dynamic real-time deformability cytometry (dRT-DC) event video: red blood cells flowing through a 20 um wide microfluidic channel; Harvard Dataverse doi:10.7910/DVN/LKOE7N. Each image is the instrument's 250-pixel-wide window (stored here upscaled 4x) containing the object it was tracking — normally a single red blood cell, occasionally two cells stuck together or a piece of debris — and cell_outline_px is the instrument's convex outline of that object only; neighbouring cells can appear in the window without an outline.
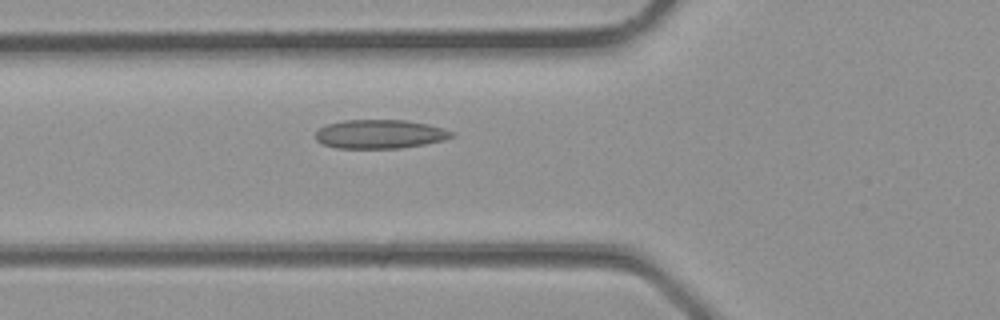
{"species": "common noctule bat (a hibernating species)", "species_latin": "Nyctalus noctula", "temperature_condition": "room temperature", "stored_images_in_passage": 34, "camera_frame_rate_fps": 3000, "um_per_image_px": 0.085, "animal": {"sex": "male", "body_mass_g": 23.1, "forearm_length_mm": 52.7}, "frame": {"image": 1, "passage_image": 12, "time_ms": 3.667, "image_size_px": [1000, 320], "cell_outline_px": [[456, 132], [452, 136], [444, 140], [424, 144], [400, 148], [336, 148], [324, 144], [316, 140], [316, 132], [320, 128], [328, 124], [344, 120], [404, 120], [428, 124], [444, 128]], "centroid_in_image_um": [32.32, 11.39], "position_along_channel_um": 93.5, "area_um2": 22.83}}
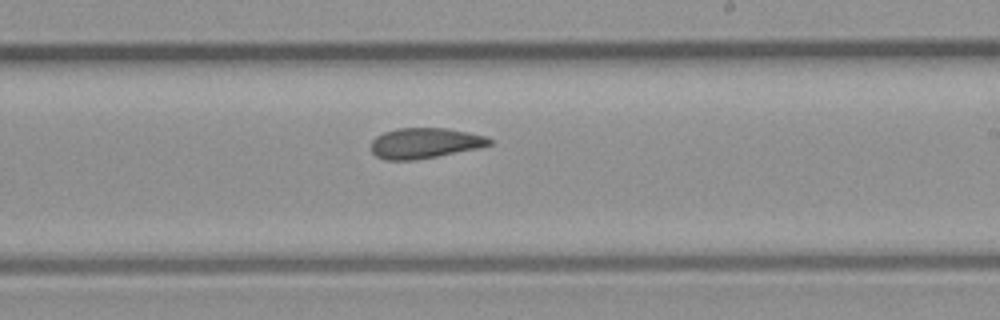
{"frame": {"image": 2, "passage_image": 20, "time_ms": 6.333, "image_size_px": [1000, 320], "cell_outline_px": [[492, 144], [476, 148], [416, 160], [384, 160], [376, 156], [372, 152], [372, 140], [376, 136], [384, 132], [396, 128], [448, 128], [468, 132], [484, 136], [492, 140]], "centroid_in_image_um": [36.07, 12.16], "position_along_channel_um": 252.9, "area_um2": 20.87}}
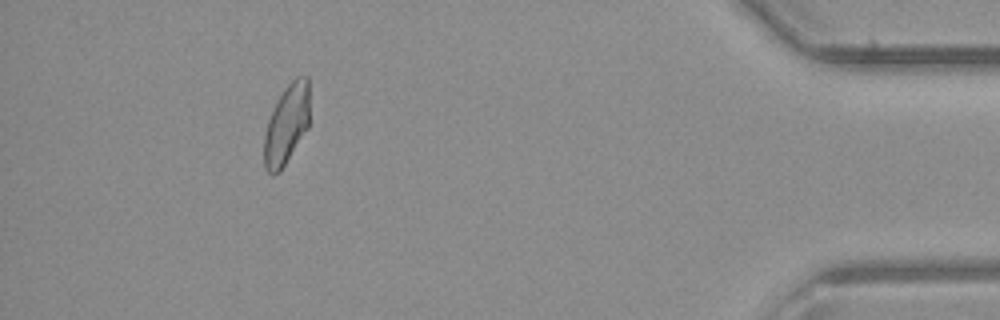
{"frame": {"image": 3, "passage_image": 31, "time_ms": 10.0, "image_size_px": [1000, 320], "cell_outline_px": [[308, 128], [280, 172], [272, 176], [264, 168], [264, 136], [268, 120], [284, 88], [296, 76], [308, 76]], "centroid_in_image_um": [24.35, 10.61], "position_along_channel_um": 410.9, "area_um2": 20.92}}